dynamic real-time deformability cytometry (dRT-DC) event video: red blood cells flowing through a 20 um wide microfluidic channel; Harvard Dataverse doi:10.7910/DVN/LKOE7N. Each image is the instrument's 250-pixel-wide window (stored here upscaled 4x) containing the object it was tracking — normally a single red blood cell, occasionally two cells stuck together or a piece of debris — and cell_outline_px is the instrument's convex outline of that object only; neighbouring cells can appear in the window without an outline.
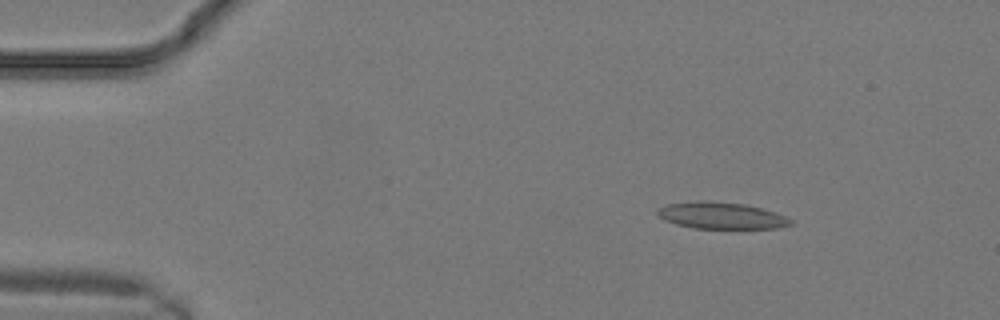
{"species": "common noctule bat (a hibernating species)", "species_latin": "Nyctalus noctula", "temperature_condition": "warm", "stored_images_in_passage": 9, "camera_frame_rate_fps": 3000, "um_per_image_px": 0.085, "animal": {"sex": "male", "body_mass_g": 19.2, "forearm_length_mm": 51.8}, "frame": {"image": 1, "passage_image": 4, "time_ms": 1.0, "image_size_px": [1000, 320], "cell_outline_px": [[792, 224], [776, 228], [692, 228], [676, 224], [664, 220], [656, 212], [660, 208], [668, 204], [696, 200], [704, 200], [748, 204], [776, 212], [792, 220]], "centroid_in_image_um": [61.31, 18.31], "position_along_channel_um": 23.7, "area_um2": 20.69}}